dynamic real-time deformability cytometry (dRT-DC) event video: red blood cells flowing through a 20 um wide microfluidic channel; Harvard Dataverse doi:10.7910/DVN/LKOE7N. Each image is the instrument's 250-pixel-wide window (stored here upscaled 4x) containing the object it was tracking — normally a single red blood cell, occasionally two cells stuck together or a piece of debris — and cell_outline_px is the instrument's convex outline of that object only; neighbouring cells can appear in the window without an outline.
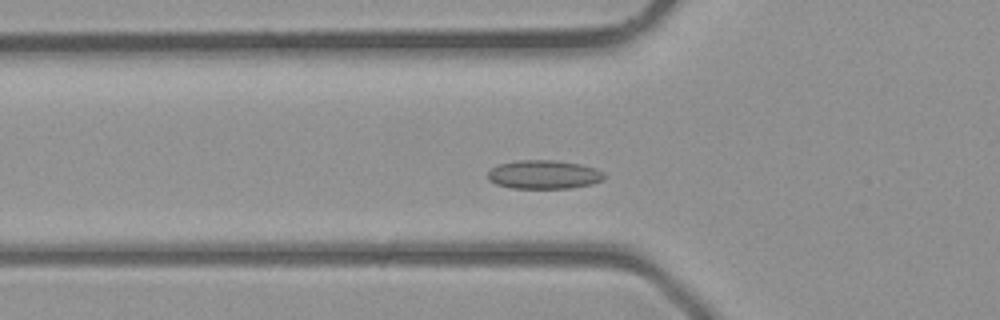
{"species": "common noctule bat (a hibernating species)", "species_latin": "Nyctalus noctula", "temperature_condition": "room temperature", "stored_images_in_passage": 37, "camera_frame_rate_fps": 3000, "um_per_image_px": 0.085, "animal": {"sex": "male", "body_mass_g": 23.1, "forearm_length_mm": 52.7}, "frame": {"image": 1, "passage_image": 10, "time_ms": 3.0, "image_size_px": [1000, 320], "cell_outline_px": [[604, 180], [592, 184], [572, 188], [512, 188], [496, 184], [488, 180], [488, 172], [496, 164], [516, 160], [552, 160], [580, 164], [596, 168], [604, 172]], "centroid_in_image_um": [46.22, 14.83], "position_along_channel_um": 79.6, "area_um2": 19.65}}
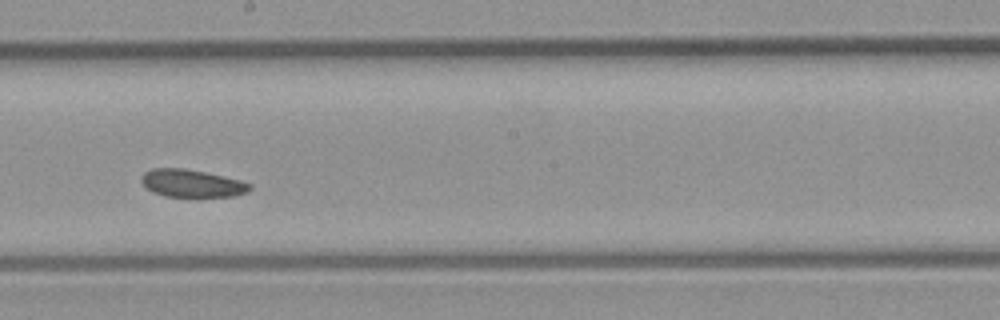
{"frame": {"image": 2, "passage_image": 19, "time_ms": 6.0, "image_size_px": [1000, 320], "cell_outline_px": [[252, 188], [248, 192], [236, 196], [200, 200], [196, 200], [164, 196], [152, 192], [140, 180], [140, 176], [144, 172], [152, 168], [184, 168], [224, 176], [240, 180], [252, 184]], "centroid_in_image_um": [16.35, 15.65], "position_along_channel_um": 231.9, "area_um2": 18.55}}
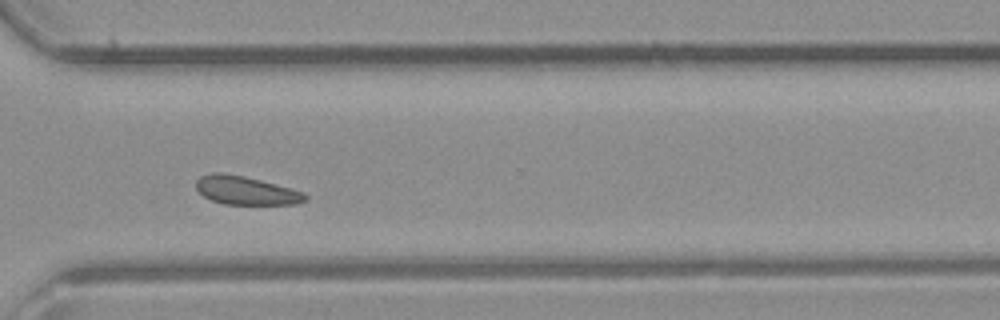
{"frame": {"image": 3, "passage_image": 26, "time_ms": 8.333, "image_size_px": [1000, 320], "cell_outline_px": [[308, 200], [296, 204], [224, 204], [212, 200], [204, 196], [196, 188], [196, 180], [200, 176], [212, 172], [220, 172], [244, 176], [260, 180], [304, 192], [308, 196]], "centroid_in_image_um": [20.9, 16.19], "position_along_channel_um": 349.7, "area_um2": 18.03}}